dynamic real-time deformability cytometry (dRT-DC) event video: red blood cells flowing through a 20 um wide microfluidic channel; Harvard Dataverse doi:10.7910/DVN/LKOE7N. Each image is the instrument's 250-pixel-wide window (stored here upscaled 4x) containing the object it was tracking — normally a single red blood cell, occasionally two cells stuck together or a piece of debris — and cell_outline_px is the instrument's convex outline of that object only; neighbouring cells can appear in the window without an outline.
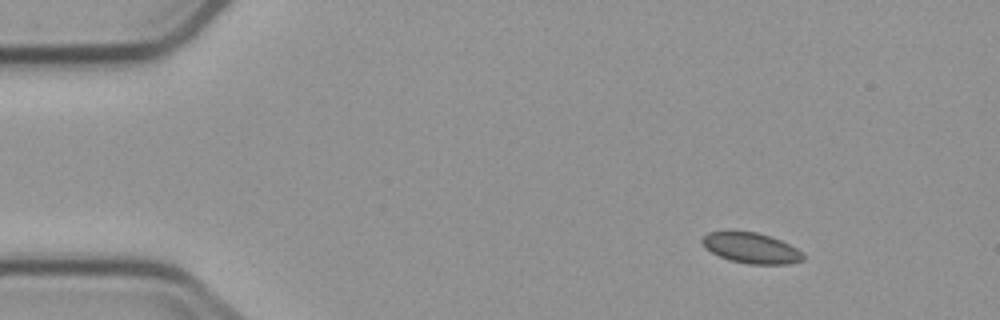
{"species": "common noctule bat (a hibernating species)", "species_latin": "Nyctalus noctula", "temperature_condition": "cold", "stored_images_in_passage": 3, "camera_frame_rate_fps": 3000, "um_per_image_px": 0.085, "animal": {"sex": "male", "body_mass_g": 23.1, "forearm_length_mm": 52.7}, "frame": {"image": 1, "passage_image": 1, "time_ms": 0.0, "image_size_px": [1000, 320], "cell_outline_px": [[804, 260], [788, 264], [748, 264], [728, 260], [704, 248], [700, 240], [708, 232], [756, 232], [772, 236], [804, 252]], "centroid_in_image_um": [63.86, 21.09], "position_along_channel_um": 21.1, "area_um2": 17.98}}
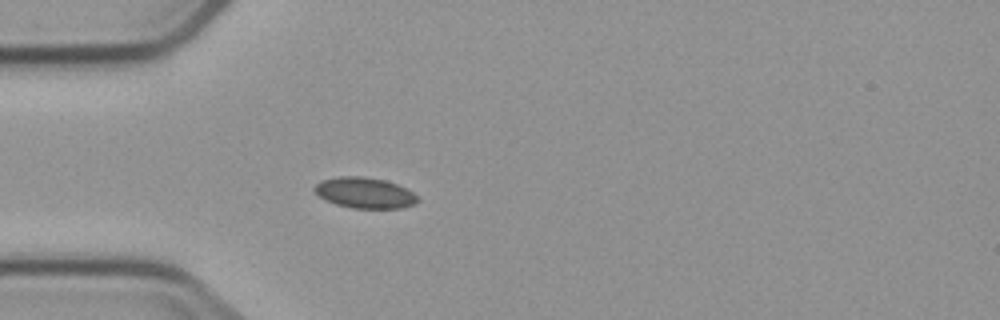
{"frame": {"image": 2, "passage_image": 3, "time_ms": 3.0, "image_size_px": [1000, 320], "cell_outline_px": [[420, 200], [416, 204], [400, 208], [352, 208], [336, 204], [324, 200], [312, 188], [320, 180], [340, 176], [364, 176], [384, 180], [396, 184], [412, 192]], "centroid_in_image_um": [30.98, 16.39], "position_along_channel_um": 54.0, "area_um2": 18.5}}